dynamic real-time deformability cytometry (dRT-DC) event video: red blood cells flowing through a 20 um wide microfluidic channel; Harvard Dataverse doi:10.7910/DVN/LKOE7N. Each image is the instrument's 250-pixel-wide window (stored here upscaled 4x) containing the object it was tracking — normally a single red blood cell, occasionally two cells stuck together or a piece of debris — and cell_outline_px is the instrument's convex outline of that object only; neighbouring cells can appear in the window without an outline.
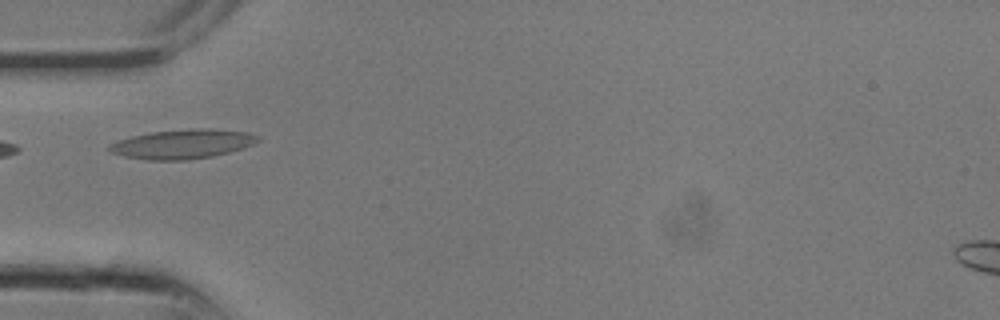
{"species": "common noctule bat (a hibernating species)", "species_latin": "Nyctalus noctula", "temperature_condition": "room temperature", "stored_images_in_passage": 15, "camera_frame_rate_fps": 3000, "um_per_image_px": 0.085, "animal": {"sex": "male", "body_mass_g": 13.3}, "frame": {"image": 1, "passage_image": 9, "time_ms": 2.667, "image_size_px": [1000, 320], "cell_outline_px": [[260, 140], [244, 148], [212, 156], [188, 160], [148, 160], [124, 156], [112, 152], [108, 148], [108, 144], [116, 140], [132, 136], [152, 132], [188, 128], [208, 128], [248, 132], [260, 136]], "centroid_in_image_um": [15.52, 12.23], "position_along_channel_um": 69.5, "area_um2": 25.49}}